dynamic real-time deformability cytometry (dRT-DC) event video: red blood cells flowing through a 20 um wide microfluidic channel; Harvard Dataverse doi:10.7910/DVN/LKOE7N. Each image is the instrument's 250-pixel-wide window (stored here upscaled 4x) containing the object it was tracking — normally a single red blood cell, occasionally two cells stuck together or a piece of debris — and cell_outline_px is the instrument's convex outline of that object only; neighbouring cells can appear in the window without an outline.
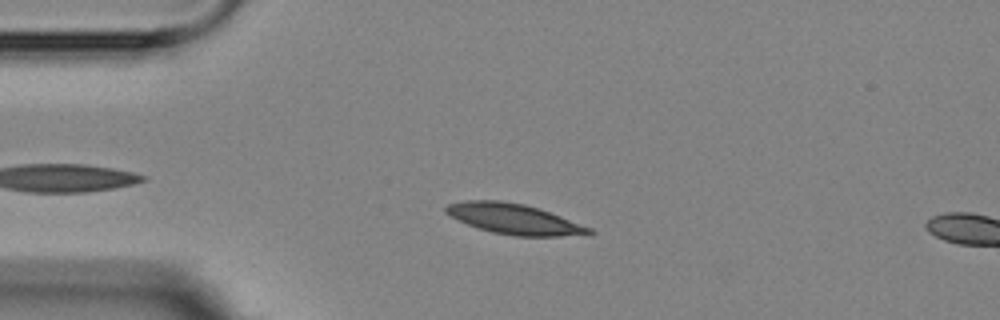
{"species": "Egyptian fruit bat (a non-hibernating species)", "species_latin": "Rousettus aegyptiacus", "temperature_condition": "room temperature", "stored_images_in_passage": 4, "camera_frame_rate_fps": 3000, "um_per_image_px": 0.085, "animal": {"sex": "female"}, "frame": {"image": 1, "passage_image": 3, "time_ms": 3.333, "image_size_px": [1000, 320], "cell_outline_px": [[596, 232], [592, 236], [512, 236], [492, 232], [468, 224], [444, 212], [444, 208], [448, 204], [464, 200], [500, 200], [524, 204], [540, 208], [592, 228]], "centroid_in_image_um": [43.79, 18.62], "position_along_channel_um": 41.2, "area_um2": 25.61}}